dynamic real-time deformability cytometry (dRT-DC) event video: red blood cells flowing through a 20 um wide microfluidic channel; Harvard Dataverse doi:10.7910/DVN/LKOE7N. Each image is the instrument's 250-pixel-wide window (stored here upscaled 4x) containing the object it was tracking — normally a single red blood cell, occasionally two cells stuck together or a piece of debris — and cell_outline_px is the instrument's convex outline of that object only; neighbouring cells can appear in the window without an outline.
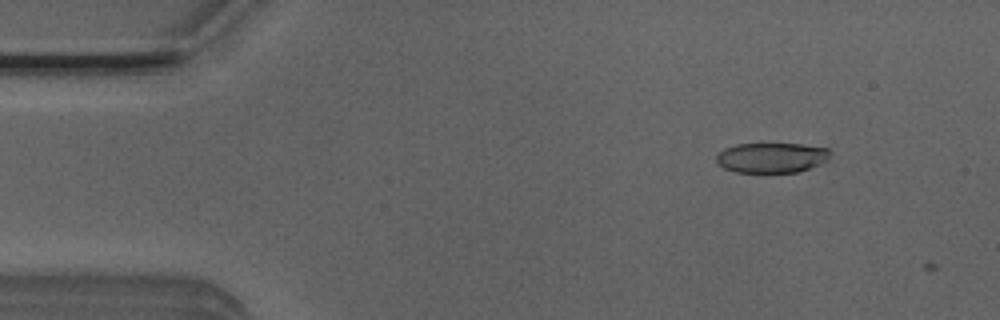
{"species": "Egyptian fruit bat (a non-hibernating species)", "species_latin": "Rousettus aegyptiacus", "temperature_condition": "room temperature", "stored_images_in_passage": 4, "camera_frame_rate_fps": 3000, "um_per_image_px": 0.085, "animal": {"sex": "male"}, "frame": {"image": 1, "passage_image": 3, "time_ms": 0.667, "image_size_px": [1000, 320], "cell_outline_px": [[828, 160], [820, 164], [796, 172], [736, 172], [724, 168], [716, 160], [716, 156], [724, 148], [736, 144], [800, 144], [828, 148]], "centroid_in_image_um": [65.56, 13.4], "position_along_channel_um": 19.4, "area_um2": 19.71}}